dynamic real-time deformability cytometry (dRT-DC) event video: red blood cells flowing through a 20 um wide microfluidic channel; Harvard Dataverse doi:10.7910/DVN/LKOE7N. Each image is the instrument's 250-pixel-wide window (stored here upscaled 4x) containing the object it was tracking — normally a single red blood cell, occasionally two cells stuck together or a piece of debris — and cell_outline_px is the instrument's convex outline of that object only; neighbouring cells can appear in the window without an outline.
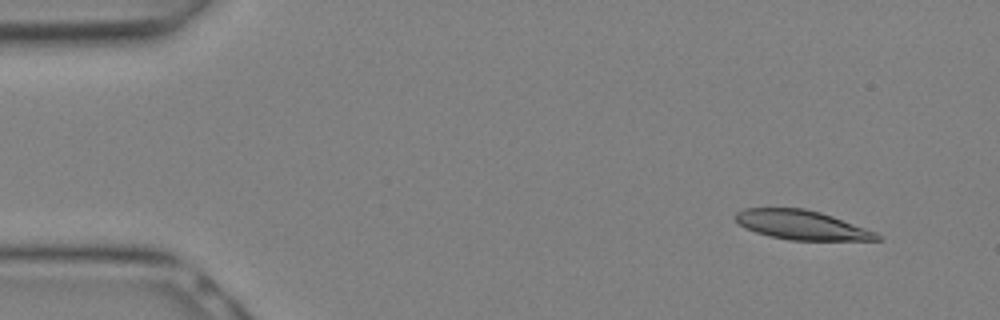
{"species": "Egyptian fruit bat (a non-hibernating species)", "species_latin": "Rousettus aegyptiacus", "temperature_condition": "warm", "stored_images_in_passage": 7, "camera_frame_rate_fps": 3000, "um_per_image_px": 0.085, "animal": {"sex": "female"}, "frame": {"image": 1, "passage_image": 1, "time_ms": 0.0, "image_size_px": [1000, 320], "cell_outline_px": [[880, 240], [796, 240], [776, 236], [760, 232], [748, 228], [740, 224], [736, 220], [736, 216], [752, 208], [796, 208], [816, 212], [840, 220], [868, 232]], "centroid_in_image_um": [68.05, 19.13], "position_along_channel_um": 17.0, "area_um2": 21.91}}
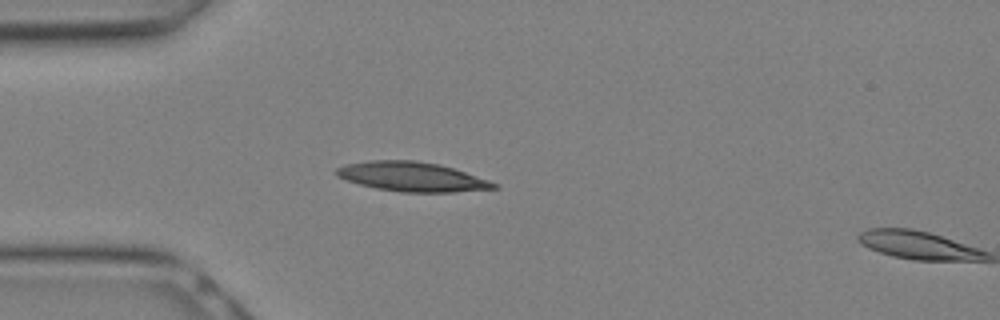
{"frame": {"image": 2, "passage_image": 6, "time_ms": 1.667, "image_size_px": [1000, 320], "cell_outline_px": [[496, 188], [444, 192], [416, 192], [380, 188], [364, 184], [340, 176], [336, 172], [340, 168], [352, 164], [384, 160], [404, 160], [432, 164], [448, 168], [496, 184]], "centroid_in_image_um": [35.03, 15.03], "position_along_channel_um": 50.0, "area_um2": 24.51}}